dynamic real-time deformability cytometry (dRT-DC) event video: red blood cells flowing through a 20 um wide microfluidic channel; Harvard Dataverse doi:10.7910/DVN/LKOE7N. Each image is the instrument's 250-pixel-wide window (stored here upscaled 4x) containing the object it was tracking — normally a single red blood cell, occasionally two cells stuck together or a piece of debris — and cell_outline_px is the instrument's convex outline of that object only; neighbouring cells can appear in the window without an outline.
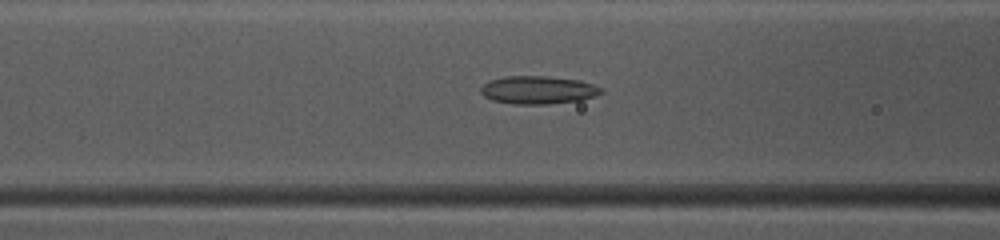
{"species": "common noctule bat (a hibernating species)", "species_latin": "Nyctalus noctula", "temperature_condition": "warm", "stored_images_in_passage": 49, "camera_frame_rate_fps": 3000, "um_per_image_px": 0.085, "animal": {"sex": "female", "body_mass_g": 10.0, "forearm_length_mm": 53.1}, "frame": {"image": 1, "passage_image": 20, "time_ms": 6.333, "image_size_px": [1000, 240], "cell_outline_px": [[604, 92], [580, 100], [548, 104], [516, 104], [492, 100], [484, 96], [480, 92], [480, 88], [488, 80], [504, 76], [548, 76], [580, 80], [604, 88]], "centroid_in_image_um": [45.72, 7.64], "position_along_channel_um": 120.9, "area_um2": 19.71}}
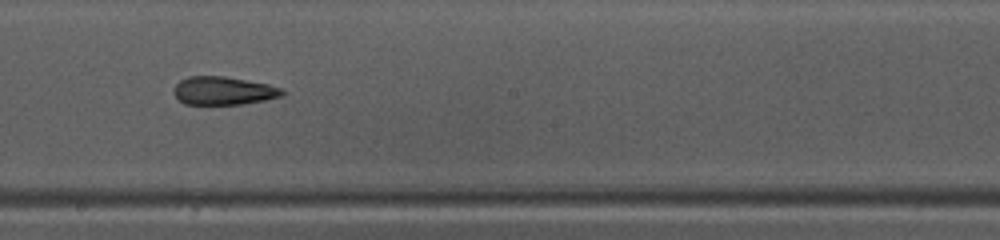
{"frame": {"image": 2, "passage_image": 28, "time_ms": 9.0, "image_size_px": [1000, 240], "cell_outline_px": [[288, 92], [284, 96], [264, 100], [240, 104], [184, 104], [172, 92], [176, 84], [180, 80], [188, 76], [224, 76], [268, 84], [280, 88]], "centroid_in_image_um": [19.01, 7.71], "position_along_channel_um": 229.2, "area_um2": 17.86}}
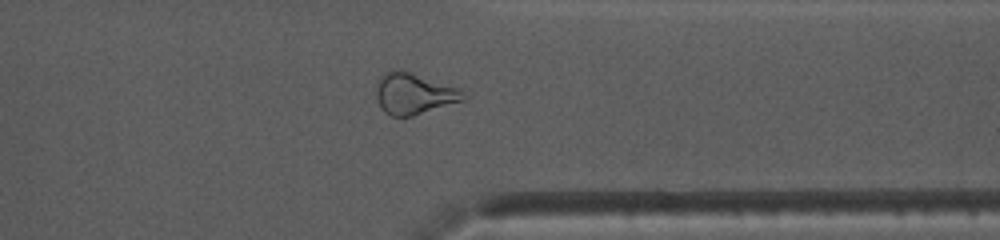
{"frame": {"image": 3, "passage_image": 39, "time_ms": 12.667, "image_size_px": [1000, 240], "cell_outline_px": [[468, 96], [464, 100], [412, 116], [392, 116], [384, 112], [380, 108], [376, 96], [376, 88], [380, 76], [384, 72], [396, 68], [460, 88]], "centroid_in_image_um": [35.17, 7.96], "position_along_channel_um": 376.2, "area_um2": 20.92}, "authors_computed_cell_mechanics": {"area_um2": 20.4612, "velocity_mm_per_s": 4.0505, "shape_relaxation_time_tau1_ms": null, "shape_relaxation_time_tau2_ms": 2.3876, "deformation_change_tau1": null, "deformation_change_tau2": 0.1111}}